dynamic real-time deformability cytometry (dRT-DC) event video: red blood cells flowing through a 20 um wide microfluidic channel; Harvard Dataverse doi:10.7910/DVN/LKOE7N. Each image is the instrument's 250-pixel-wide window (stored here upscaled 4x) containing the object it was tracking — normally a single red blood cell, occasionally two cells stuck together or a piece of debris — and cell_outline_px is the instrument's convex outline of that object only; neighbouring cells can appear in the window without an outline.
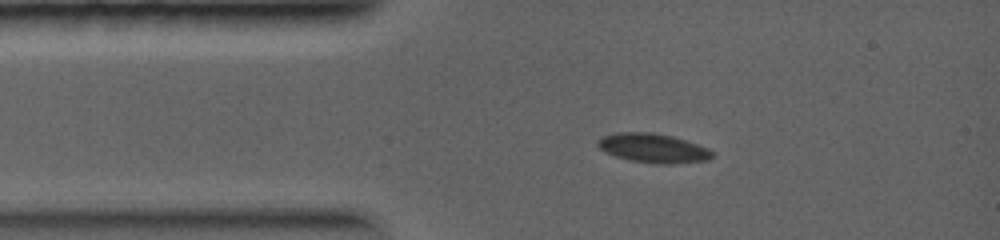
{"species": "common noctule bat (a hibernating species)", "species_latin": "Nyctalus noctula", "temperature_condition": "warm", "stored_images_in_passage": 4, "camera_frame_rate_fps": 5000, "um_per_image_px": 0.085, "animal": {"sex": "female", "body_mass_g": 19.0, "forearm_length_mm": 56.7}, "frame": {"image": 1, "passage_image": 1, "time_ms": 0.0, "image_size_px": [1000, 240], "cell_outline_px": [[716, 152], [708, 160], [676, 164], [652, 164], [628, 160], [604, 152], [596, 144], [596, 140], [604, 136], [616, 132], [652, 132], [672, 136], [708, 148]], "centroid_in_image_um": [55.51, 12.6], "position_along_channel_um": 29.5, "area_um2": 19.71}}